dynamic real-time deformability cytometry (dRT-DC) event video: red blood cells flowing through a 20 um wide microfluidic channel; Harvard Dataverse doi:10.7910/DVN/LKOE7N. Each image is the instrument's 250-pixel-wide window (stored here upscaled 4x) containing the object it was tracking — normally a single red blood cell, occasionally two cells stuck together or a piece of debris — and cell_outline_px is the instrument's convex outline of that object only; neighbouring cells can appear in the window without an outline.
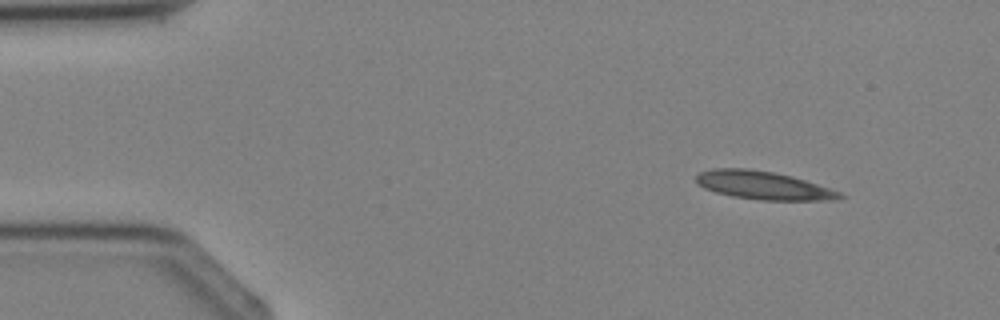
{"species": "Egyptian fruit bat (a non-hibernating species)", "species_latin": "Rousettus aegyptiacus", "temperature_condition": "cold", "stored_images_in_passage": 3, "camera_frame_rate_fps": 3000, "um_per_image_px": 0.085, "animal": {"sex": "female"}, "frame": {"image": 1, "passage_image": 1, "time_ms": 0.0, "image_size_px": [1000, 320], "cell_outline_px": [[848, 196], [836, 200], [760, 200], [732, 196], [716, 192], [704, 188], [696, 184], [696, 176], [700, 172], [712, 168], [748, 168], [772, 172], [792, 176], [840, 192]], "centroid_in_image_um": [64.86, 15.76], "position_along_channel_um": 20.1, "area_um2": 23.58}}
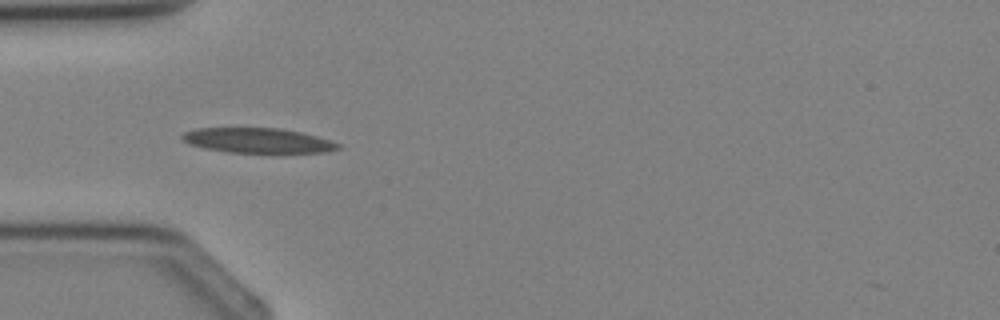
{"frame": {"image": 2, "passage_image": 3, "time_ms": 2.333, "image_size_px": [1000, 320], "cell_outline_px": [[340, 148], [324, 152], [228, 152], [204, 148], [188, 144], [180, 136], [184, 132], [196, 128], [280, 128], [300, 132], [316, 136], [340, 144]], "centroid_in_image_um": [21.86, 11.93], "position_along_channel_um": 63.1, "area_um2": 22.37}}